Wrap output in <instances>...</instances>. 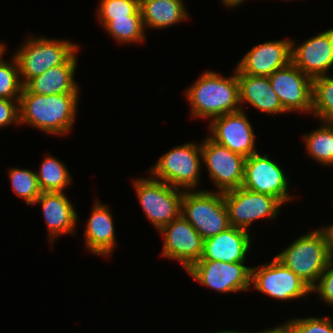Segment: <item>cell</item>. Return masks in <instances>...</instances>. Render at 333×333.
<instances>
[{
	"instance_id": "cell-10",
	"label": "cell",
	"mask_w": 333,
	"mask_h": 333,
	"mask_svg": "<svg viewBox=\"0 0 333 333\" xmlns=\"http://www.w3.org/2000/svg\"><path fill=\"white\" fill-rule=\"evenodd\" d=\"M186 272L195 281L219 293L244 292L251 287V267L245 266V262L199 260Z\"/></svg>"
},
{
	"instance_id": "cell-38",
	"label": "cell",
	"mask_w": 333,
	"mask_h": 333,
	"mask_svg": "<svg viewBox=\"0 0 333 333\" xmlns=\"http://www.w3.org/2000/svg\"><path fill=\"white\" fill-rule=\"evenodd\" d=\"M5 46L6 45H4L3 43L1 44V42H0V55L5 52V49H6Z\"/></svg>"
},
{
	"instance_id": "cell-11",
	"label": "cell",
	"mask_w": 333,
	"mask_h": 333,
	"mask_svg": "<svg viewBox=\"0 0 333 333\" xmlns=\"http://www.w3.org/2000/svg\"><path fill=\"white\" fill-rule=\"evenodd\" d=\"M202 163L207 166L208 176L218 192H227L242 186L245 157L232 152L206 137L201 143Z\"/></svg>"
},
{
	"instance_id": "cell-29",
	"label": "cell",
	"mask_w": 333,
	"mask_h": 333,
	"mask_svg": "<svg viewBox=\"0 0 333 333\" xmlns=\"http://www.w3.org/2000/svg\"><path fill=\"white\" fill-rule=\"evenodd\" d=\"M0 55V98L8 100H19L23 84L20 79L18 62L13 56L12 62L7 63Z\"/></svg>"
},
{
	"instance_id": "cell-34",
	"label": "cell",
	"mask_w": 333,
	"mask_h": 333,
	"mask_svg": "<svg viewBox=\"0 0 333 333\" xmlns=\"http://www.w3.org/2000/svg\"><path fill=\"white\" fill-rule=\"evenodd\" d=\"M253 333H296V332L293 328V325L288 320V322L286 321L283 325L281 324L277 327L265 329L264 331L260 330L258 332H253Z\"/></svg>"
},
{
	"instance_id": "cell-20",
	"label": "cell",
	"mask_w": 333,
	"mask_h": 333,
	"mask_svg": "<svg viewBox=\"0 0 333 333\" xmlns=\"http://www.w3.org/2000/svg\"><path fill=\"white\" fill-rule=\"evenodd\" d=\"M91 210L84 231L86 248L95 255L110 256L117 243L110 208L96 201Z\"/></svg>"
},
{
	"instance_id": "cell-8",
	"label": "cell",
	"mask_w": 333,
	"mask_h": 333,
	"mask_svg": "<svg viewBox=\"0 0 333 333\" xmlns=\"http://www.w3.org/2000/svg\"><path fill=\"white\" fill-rule=\"evenodd\" d=\"M230 225L249 230L258 219L274 220L283 204L275 197L239 187L224 192Z\"/></svg>"
},
{
	"instance_id": "cell-30",
	"label": "cell",
	"mask_w": 333,
	"mask_h": 333,
	"mask_svg": "<svg viewBox=\"0 0 333 333\" xmlns=\"http://www.w3.org/2000/svg\"><path fill=\"white\" fill-rule=\"evenodd\" d=\"M129 15H141L140 0H101L98 5L99 21H112Z\"/></svg>"
},
{
	"instance_id": "cell-18",
	"label": "cell",
	"mask_w": 333,
	"mask_h": 333,
	"mask_svg": "<svg viewBox=\"0 0 333 333\" xmlns=\"http://www.w3.org/2000/svg\"><path fill=\"white\" fill-rule=\"evenodd\" d=\"M248 232L231 226L227 230L203 240V253L200 260L226 263L245 262L252 239Z\"/></svg>"
},
{
	"instance_id": "cell-15",
	"label": "cell",
	"mask_w": 333,
	"mask_h": 333,
	"mask_svg": "<svg viewBox=\"0 0 333 333\" xmlns=\"http://www.w3.org/2000/svg\"><path fill=\"white\" fill-rule=\"evenodd\" d=\"M208 136L232 152L245 158L257 153L255 149V133L244 110L221 115L210 120Z\"/></svg>"
},
{
	"instance_id": "cell-12",
	"label": "cell",
	"mask_w": 333,
	"mask_h": 333,
	"mask_svg": "<svg viewBox=\"0 0 333 333\" xmlns=\"http://www.w3.org/2000/svg\"><path fill=\"white\" fill-rule=\"evenodd\" d=\"M289 179L282 168L268 157L258 152L245 159L242 186L253 192L271 195L283 205L294 199L288 191Z\"/></svg>"
},
{
	"instance_id": "cell-33",
	"label": "cell",
	"mask_w": 333,
	"mask_h": 333,
	"mask_svg": "<svg viewBox=\"0 0 333 333\" xmlns=\"http://www.w3.org/2000/svg\"><path fill=\"white\" fill-rule=\"evenodd\" d=\"M16 102V103H15ZM19 124V100L0 98V128Z\"/></svg>"
},
{
	"instance_id": "cell-7",
	"label": "cell",
	"mask_w": 333,
	"mask_h": 333,
	"mask_svg": "<svg viewBox=\"0 0 333 333\" xmlns=\"http://www.w3.org/2000/svg\"><path fill=\"white\" fill-rule=\"evenodd\" d=\"M139 204L147 219L159 231L181 215L184 191L157 180L139 178L133 181Z\"/></svg>"
},
{
	"instance_id": "cell-27",
	"label": "cell",
	"mask_w": 333,
	"mask_h": 333,
	"mask_svg": "<svg viewBox=\"0 0 333 333\" xmlns=\"http://www.w3.org/2000/svg\"><path fill=\"white\" fill-rule=\"evenodd\" d=\"M312 113L321 122H333V77L313 78Z\"/></svg>"
},
{
	"instance_id": "cell-17",
	"label": "cell",
	"mask_w": 333,
	"mask_h": 333,
	"mask_svg": "<svg viewBox=\"0 0 333 333\" xmlns=\"http://www.w3.org/2000/svg\"><path fill=\"white\" fill-rule=\"evenodd\" d=\"M291 62V40L257 44L237 64V69L253 76H270Z\"/></svg>"
},
{
	"instance_id": "cell-14",
	"label": "cell",
	"mask_w": 333,
	"mask_h": 333,
	"mask_svg": "<svg viewBox=\"0 0 333 333\" xmlns=\"http://www.w3.org/2000/svg\"><path fill=\"white\" fill-rule=\"evenodd\" d=\"M159 233L164 236L162 256L179 261L185 270L200 260L203 238L182 215L163 226Z\"/></svg>"
},
{
	"instance_id": "cell-2",
	"label": "cell",
	"mask_w": 333,
	"mask_h": 333,
	"mask_svg": "<svg viewBox=\"0 0 333 333\" xmlns=\"http://www.w3.org/2000/svg\"><path fill=\"white\" fill-rule=\"evenodd\" d=\"M185 96L191 105V117L210 118L242 110L236 67L233 75L224 77L213 71L204 72L193 83Z\"/></svg>"
},
{
	"instance_id": "cell-28",
	"label": "cell",
	"mask_w": 333,
	"mask_h": 333,
	"mask_svg": "<svg viewBox=\"0 0 333 333\" xmlns=\"http://www.w3.org/2000/svg\"><path fill=\"white\" fill-rule=\"evenodd\" d=\"M8 173L14 193L19 198L25 199L27 205H33L42 193L36 175L37 172L14 167Z\"/></svg>"
},
{
	"instance_id": "cell-31",
	"label": "cell",
	"mask_w": 333,
	"mask_h": 333,
	"mask_svg": "<svg viewBox=\"0 0 333 333\" xmlns=\"http://www.w3.org/2000/svg\"><path fill=\"white\" fill-rule=\"evenodd\" d=\"M296 333H333V320L330 317H305L289 320Z\"/></svg>"
},
{
	"instance_id": "cell-23",
	"label": "cell",
	"mask_w": 333,
	"mask_h": 333,
	"mask_svg": "<svg viewBox=\"0 0 333 333\" xmlns=\"http://www.w3.org/2000/svg\"><path fill=\"white\" fill-rule=\"evenodd\" d=\"M183 0H140L144 28L162 29L188 20Z\"/></svg>"
},
{
	"instance_id": "cell-5",
	"label": "cell",
	"mask_w": 333,
	"mask_h": 333,
	"mask_svg": "<svg viewBox=\"0 0 333 333\" xmlns=\"http://www.w3.org/2000/svg\"><path fill=\"white\" fill-rule=\"evenodd\" d=\"M181 215L197 230L203 240L231 227L224 193L207 191H184Z\"/></svg>"
},
{
	"instance_id": "cell-35",
	"label": "cell",
	"mask_w": 333,
	"mask_h": 333,
	"mask_svg": "<svg viewBox=\"0 0 333 333\" xmlns=\"http://www.w3.org/2000/svg\"><path fill=\"white\" fill-rule=\"evenodd\" d=\"M328 236L330 260L333 261V225L323 228Z\"/></svg>"
},
{
	"instance_id": "cell-37",
	"label": "cell",
	"mask_w": 333,
	"mask_h": 333,
	"mask_svg": "<svg viewBox=\"0 0 333 333\" xmlns=\"http://www.w3.org/2000/svg\"><path fill=\"white\" fill-rule=\"evenodd\" d=\"M216 333H248V332H246V331L245 332H240V331L238 332L237 330H234V331L233 330H228V331L224 330V331H220V332L218 331Z\"/></svg>"
},
{
	"instance_id": "cell-13",
	"label": "cell",
	"mask_w": 333,
	"mask_h": 333,
	"mask_svg": "<svg viewBox=\"0 0 333 333\" xmlns=\"http://www.w3.org/2000/svg\"><path fill=\"white\" fill-rule=\"evenodd\" d=\"M269 77L272 89L288 113L310 112L312 114L313 79L290 62L274 71Z\"/></svg>"
},
{
	"instance_id": "cell-1",
	"label": "cell",
	"mask_w": 333,
	"mask_h": 333,
	"mask_svg": "<svg viewBox=\"0 0 333 333\" xmlns=\"http://www.w3.org/2000/svg\"><path fill=\"white\" fill-rule=\"evenodd\" d=\"M79 93L34 94L25 86L19 98V123L44 133L66 135L74 125Z\"/></svg>"
},
{
	"instance_id": "cell-24",
	"label": "cell",
	"mask_w": 333,
	"mask_h": 333,
	"mask_svg": "<svg viewBox=\"0 0 333 333\" xmlns=\"http://www.w3.org/2000/svg\"><path fill=\"white\" fill-rule=\"evenodd\" d=\"M322 126L310 133L304 134L306 151L310 158L325 165H333V126L322 122Z\"/></svg>"
},
{
	"instance_id": "cell-16",
	"label": "cell",
	"mask_w": 333,
	"mask_h": 333,
	"mask_svg": "<svg viewBox=\"0 0 333 333\" xmlns=\"http://www.w3.org/2000/svg\"><path fill=\"white\" fill-rule=\"evenodd\" d=\"M291 62L312 79L329 75L333 66V28L295 46L291 40Z\"/></svg>"
},
{
	"instance_id": "cell-26",
	"label": "cell",
	"mask_w": 333,
	"mask_h": 333,
	"mask_svg": "<svg viewBox=\"0 0 333 333\" xmlns=\"http://www.w3.org/2000/svg\"><path fill=\"white\" fill-rule=\"evenodd\" d=\"M102 27L119 43L131 44L145 40L142 15H129L127 18L100 21Z\"/></svg>"
},
{
	"instance_id": "cell-3",
	"label": "cell",
	"mask_w": 333,
	"mask_h": 333,
	"mask_svg": "<svg viewBox=\"0 0 333 333\" xmlns=\"http://www.w3.org/2000/svg\"><path fill=\"white\" fill-rule=\"evenodd\" d=\"M321 228V229H320ZM299 236L281 253L276 255L311 289L330 263L329 242L326 231L320 227Z\"/></svg>"
},
{
	"instance_id": "cell-9",
	"label": "cell",
	"mask_w": 333,
	"mask_h": 333,
	"mask_svg": "<svg viewBox=\"0 0 333 333\" xmlns=\"http://www.w3.org/2000/svg\"><path fill=\"white\" fill-rule=\"evenodd\" d=\"M251 285L259 292L283 301L311 293V288L276 257L263 266L251 267Z\"/></svg>"
},
{
	"instance_id": "cell-36",
	"label": "cell",
	"mask_w": 333,
	"mask_h": 333,
	"mask_svg": "<svg viewBox=\"0 0 333 333\" xmlns=\"http://www.w3.org/2000/svg\"><path fill=\"white\" fill-rule=\"evenodd\" d=\"M223 3L222 4H224L225 6H227L228 8L230 7V8H233V7H235L236 8V6H239L240 4H242L243 3V1H245V0H221Z\"/></svg>"
},
{
	"instance_id": "cell-19",
	"label": "cell",
	"mask_w": 333,
	"mask_h": 333,
	"mask_svg": "<svg viewBox=\"0 0 333 333\" xmlns=\"http://www.w3.org/2000/svg\"><path fill=\"white\" fill-rule=\"evenodd\" d=\"M40 203L48 229L49 242L61 234H74L78 213L64 192H42L33 205Z\"/></svg>"
},
{
	"instance_id": "cell-21",
	"label": "cell",
	"mask_w": 333,
	"mask_h": 333,
	"mask_svg": "<svg viewBox=\"0 0 333 333\" xmlns=\"http://www.w3.org/2000/svg\"><path fill=\"white\" fill-rule=\"evenodd\" d=\"M239 102L249 103L252 107L268 114L287 113L276 92L272 89L268 76H253L241 73L237 68Z\"/></svg>"
},
{
	"instance_id": "cell-6",
	"label": "cell",
	"mask_w": 333,
	"mask_h": 333,
	"mask_svg": "<svg viewBox=\"0 0 333 333\" xmlns=\"http://www.w3.org/2000/svg\"><path fill=\"white\" fill-rule=\"evenodd\" d=\"M201 143L177 145L162 155L149 173L157 180L166 182L183 191H193L199 184L202 163Z\"/></svg>"
},
{
	"instance_id": "cell-32",
	"label": "cell",
	"mask_w": 333,
	"mask_h": 333,
	"mask_svg": "<svg viewBox=\"0 0 333 333\" xmlns=\"http://www.w3.org/2000/svg\"><path fill=\"white\" fill-rule=\"evenodd\" d=\"M311 292L318 293L320 296L318 298L322 299V302L333 307V261L326 266Z\"/></svg>"
},
{
	"instance_id": "cell-4",
	"label": "cell",
	"mask_w": 333,
	"mask_h": 333,
	"mask_svg": "<svg viewBox=\"0 0 333 333\" xmlns=\"http://www.w3.org/2000/svg\"><path fill=\"white\" fill-rule=\"evenodd\" d=\"M78 49V44L71 40L28 37L14 54L23 86L49 68L66 63Z\"/></svg>"
},
{
	"instance_id": "cell-25",
	"label": "cell",
	"mask_w": 333,
	"mask_h": 333,
	"mask_svg": "<svg viewBox=\"0 0 333 333\" xmlns=\"http://www.w3.org/2000/svg\"><path fill=\"white\" fill-rule=\"evenodd\" d=\"M36 175L42 192H63L72 181L66 165L50 155L43 159Z\"/></svg>"
},
{
	"instance_id": "cell-22",
	"label": "cell",
	"mask_w": 333,
	"mask_h": 333,
	"mask_svg": "<svg viewBox=\"0 0 333 333\" xmlns=\"http://www.w3.org/2000/svg\"><path fill=\"white\" fill-rule=\"evenodd\" d=\"M76 53L64 64L49 68L43 74L32 78L25 87L34 94L51 95L79 93L80 87L74 80L77 67Z\"/></svg>"
}]
</instances>
